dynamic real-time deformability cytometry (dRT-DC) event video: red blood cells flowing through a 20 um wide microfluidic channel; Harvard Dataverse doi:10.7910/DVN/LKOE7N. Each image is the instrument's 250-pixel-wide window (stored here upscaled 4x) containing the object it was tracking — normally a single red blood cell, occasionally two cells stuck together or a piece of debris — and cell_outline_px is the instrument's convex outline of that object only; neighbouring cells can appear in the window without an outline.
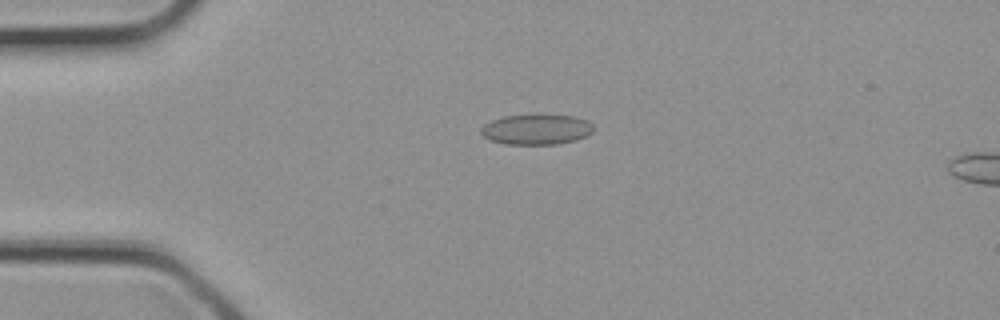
{"species": "common noctule bat (a hibernating species)", "species_latin": "Nyctalus noctula", "temperature_condition": "cold", "stored_images_in_passage": 2, "camera_frame_rate_fps": 3000, "um_per_image_px": 0.085, "animal": {"sex": "female", "body_mass_g": 21.9}, "frame": {"image": 1, "passage_image": 1, "time_ms": 0.0, "image_size_px": [1000, 320], "cell_outline_px": [[596, 128], [588, 136], [576, 140], [556, 144], [504, 144], [488, 140], [480, 132], [480, 128], [484, 124], [492, 120], [504, 116], [532, 112], [536, 112], [576, 116], [588, 120]], "centroid_in_image_um": [45.62, 10.95], "position_along_channel_um": 39.4, "area_um2": 20.92}}